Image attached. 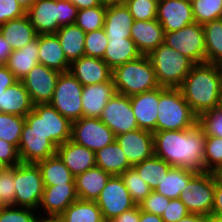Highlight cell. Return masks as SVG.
Wrapping results in <instances>:
<instances>
[{"instance_id": "cell-24", "label": "cell", "mask_w": 222, "mask_h": 222, "mask_svg": "<svg viewBox=\"0 0 222 222\" xmlns=\"http://www.w3.org/2000/svg\"><path fill=\"white\" fill-rule=\"evenodd\" d=\"M113 79L83 86L81 95L83 117L99 118L108 101L116 94Z\"/></svg>"}, {"instance_id": "cell-40", "label": "cell", "mask_w": 222, "mask_h": 222, "mask_svg": "<svg viewBox=\"0 0 222 222\" xmlns=\"http://www.w3.org/2000/svg\"><path fill=\"white\" fill-rule=\"evenodd\" d=\"M107 5L78 10L75 25L85 33L104 28L105 13Z\"/></svg>"}, {"instance_id": "cell-35", "label": "cell", "mask_w": 222, "mask_h": 222, "mask_svg": "<svg viewBox=\"0 0 222 222\" xmlns=\"http://www.w3.org/2000/svg\"><path fill=\"white\" fill-rule=\"evenodd\" d=\"M37 165L40 168L44 186L75 183V176L57 154L37 162Z\"/></svg>"}, {"instance_id": "cell-37", "label": "cell", "mask_w": 222, "mask_h": 222, "mask_svg": "<svg viewBox=\"0 0 222 222\" xmlns=\"http://www.w3.org/2000/svg\"><path fill=\"white\" fill-rule=\"evenodd\" d=\"M204 30L206 62L222 66V18L202 25Z\"/></svg>"}, {"instance_id": "cell-29", "label": "cell", "mask_w": 222, "mask_h": 222, "mask_svg": "<svg viewBox=\"0 0 222 222\" xmlns=\"http://www.w3.org/2000/svg\"><path fill=\"white\" fill-rule=\"evenodd\" d=\"M0 33L10 44L13 51L23 48L38 36L27 15L0 25Z\"/></svg>"}, {"instance_id": "cell-49", "label": "cell", "mask_w": 222, "mask_h": 222, "mask_svg": "<svg viewBox=\"0 0 222 222\" xmlns=\"http://www.w3.org/2000/svg\"><path fill=\"white\" fill-rule=\"evenodd\" d=\"M170 200L171 199L156 191H151V193L139 204V208L142 211L162 216Z\"/></svg>"}, {"instance_id": "cell-9", "label": "cell", "mask_w": 222, "mask_h": 222, "mask_svg": "<svg viewBox=\"0 0 222 222\" xmlns=\"http://www.w3.org/2000/svg\"><path fill=\"white\" fill-rule=\"evenodd\" d=\"M215 173L198 172L181 192L179 199L189 213L211 215L214 204Z\"/></svg>"}, {"instance_id": "cell-11", "label": "cell", "mask_w": 222, "mask_h": 222, "mask_svg": "<svg viewBox=\"0 0 222 222\" xmlns=\"http://www.w3.org/2000/svg\"><path fill=\"white\" fill-rule=\"evenodd\" d=\"M164 44L179 51L195 64L206 62L204 30L194 22L177 31L164 33Z\"/></svg>"}, {"instance_id": "cell-42", "label": "cell", "mask_w": 222, "mask_h": 222, "mask_svg": "<svg viewBox=\"0 0 222 222\" xmlns=\"http://www.w3.org/2000/svg\"><path fill=\"white\" fill-rule=\"evenodd\" d=\"M120 176L136 205H139L151 193L149 185L139 177L133 167L127 169Z\"/></svg>"}, {"instance_id": "cell-38", "label": "cell", "mask_w": 222, "mask_h": 222, "mask_svg": "<svg viewBox=\"0 0 222 222\" xmlns=\"http://www.w3.org/2000/svg\"><path fill=\"white\" fill-rule=\"evenodd\" d=\"M64 222H101L104 218L96 201L76 200L61 215Z\"/></svg>"}, {"instance_id": "cell-21", "label": "cell", "mask_w": 222, "mask_h": 222, "mask_svg": "<svg viewBox=\"0 0 222 222\" xmlns=\"http://www.w3.org/2000/svg\"><path fill=\"white\" fill-rule=\"evenodd\" d=\"M57 148L39 132H22L18 147L21 162L37 163L56 155Z\"/></svg>"}, {"instance_id": "cell-66", "label": "cell", "mask_w": 222, "mask_h": 222, "mask_svg": "<svg viewBox=\"0 0 222 222\" xmlns=\"http://www.w3.org/2000/svg\"><path fill=\"white\" fill-rule=\"evenodd\" d=\"M219 106L222 107V86H221V93H220V101H219Z\"/></svg>"}, {"instance_id": "cell-27", "label": "cell", "mask_w": 222, "mask_h": 222, "mask_svg": "<svg viewBox=\"0 0 222 222\" xmlns=\"http://www.w3.org/2000/svg\"><path fill=\"white\" fill-rule=\"evenodd\" d=\"M34 104L22 81H17L0 94V113L25 117Z\"/></svg>"}, {"instance_id": "cell-47", "label": "cell", "mask_w": 222, "mask_h": 222, "mask_svg": "<svg viewBox=\"0 0 222 222\" xmlns=\"http://www.w3.org/2000/svg\"><path fill=\"white\" fill-rule=\"evenodd\" d=\"M198 124L203 128L205 136L222 138V107L218 106L212 111L203 113L198 118Z\"/></svg>"}, {"instance_id": "cell-13", "label": "cell", "mask_w": 222, "mask_h": 222, "mask_svg": "<svg viewBox=\"0 0 222 222\" xmlns=\"http://www.w3.org/2000/svg\"><path fill=\"white\" fill-rule=\"evenodd\" d=\"M96 203L106 221H111L113 218L136 206L121 176L110 177Z\"/></svg>"}, {"instance_id": "cell-30", "label": "cell", "mask_w": 222, "mask_h": 222, "mask_svg": "<svg viewBox=\"0 0 222 222\" xmlns=\"http://www.w3.org/2000/svg\"><path fill=\"white\" fill-rule=\"evenodd\" d=\"M141 55L131 38H108L103 60L113 70L117 66L139 58Z\"/></svg>"}, {"instance_id": "cell-64", "label": "cell", "mask_w": 222, "mask_h": 222, "mask_svg": "<svg viewBox=\"0 0 222 222\" xmlns=\"http://www.w3.org/2000/svg\"><path fill=\"white\" fill-rule=\"evenodd\" d=\"M7 168L8 166L0 160V174L3 173Z\"/></svg>"}, {"instance_id": "cell-34", "label": "cell", "mask_w": 222, "mask_h": 222, "mask_svg": "<svg viewBox=\"0 0 222 222\" xmlns=\"http://www.w3.org/2000/svg\"><path fill=\"white\" fill-rule=\"evenodd\" d=\"M55 34L59 38L66 59L70 63L85 55L86 33L77 25L61 26Z\"/></svg>"}, {"instance_id": "cell-60", "label": "cell", "mask_w": 222, "mask_h": 222, "mask_svg": "<svg viewBox=\"0 0 222 222\" xmlns=\"http://www.w3.org/2000/svg\"><path fill=\"white\" fill-rule=\"evenodd\" d=\"M41 216V217H40ZM35 222H64L61 216L54 215H37Z\"/></svg>"}, {"instance_id": "cell-17", "label": "cell", "mask_w": 222, "mask_h": 222, "mask_svg": "<svg viewBox=\"0 0 222 222\" xmlns=\"http://www.w3.org/2000/svg\"><path fill=\"white\" fill-rule=\"evenodd\" d=\"M156 19L164 32L177 31L195 22L192 4L185 0H159Z\"/></svg>"}, {"instance_id": "cell-54", "label": "cell", "mask_w": 222, "mask_h": 222, "mask_svg": "<svg viewBox=\"0 0 222 222\" xmlns=\"http://www.w3.org/2000/svg\"><path fill=\"white\" fill-rule=\"evenodd\" d=\"M18 80L5 64L0 65V94Z\"/></svg>"}, {"instance_id": "cell-25", "label": "cell", "mask_w": 222, "mask_h": 222, "mask_svg": "<svg viewBox=\"0 0 222 222\" xmlns=\"http://www.w3.org/2000/svg\"><path fill=\"white\" fill-rule=\"evenodd\" d=\"M39 63L59 73L68 72L70 62L66 59L56 34L38 35Z\"/></svg>"}, {"instance_id": "cell-36", "label": "cell", "mask_w": 222, "mask_h": 222, "mask_svg": "<svg viewBox=\"0 0 222 222\" xmlns=\"http://www.w3.org/2000/svg\"><path fill=\"white\" fill-rule=\"evenodd\" d=\"M132 167L137 171L139 177L149 185L150 189L155 191L172 166L154 155Z\"/></svg>"}, {"instance_id": "cell-22", "label": "cell", "mask_w": 222, "mask_h": 222, "mask_svg": "<svg viewBox=\"0 0 222 222\" xmlns=\"http://www.w3.org/2000/svg\"><path fill=\"white\" fill-rule=\"evenodd\" d=\"M56 154L74 176L96 166L95 152L72 140L60 144Z\"/></svg>"}, {"instance_id": "cell-61", "label": "cell", "mask_w": 222, "mask_h": 222, "mask_svg": "<svg viewBox=\"0 0 222 222\" xmlns=\"http://www.w3.org/2000/svg\"><path fill=\"white\" fill-rule=\"evenodd\" d=\"M35 0H17V2L27 11Z\"/></svg>"}, {"instance_id": "cell-68", "label": "cell", "mask_w": 222, "mask_h": 222, "mask_svg": "<svg viewBox=\"0 0 222 222\" xmlns=\"http://www.w3.org/2000/svg\"><path fill=\"white\" fill-rule=\"evenodd\" d=\"M106 5H108V0H102Z\"/></svg>"}, {"instance_id": "cell-33", "label": "cell", "mask_w": 222, "mask_h": 222, "mask_svg": "<svg viewBox=\"0 0 222 222\" xmlns=\"http://www.w3.org/2000/svg\"><path fill=\"white\" fill-rule=\"evenodd\" d=\"M197 173L198 171L190 168L172 166L155 191L169 199L179 198L188 182Z\"/></svg>"}, {"instance_id": "cell-19", "label": "cell", "mask_w": 222, "mask_h": 222, "mask_svg": "<svg viewBox=\"0 0 222 222\" xmlns=\"http://www.w3.org/2000/svg\"><path fill=\"white\" fill-rule=\"evenodd\" d=\"M69 72L83 86L104 83L112 79V69L103 59L85 55L70 63Z\"/></svg>"}, {"instance_id": "cell-52", "label": "cell", "mask_w": 222, "mask_h": 222, "mask_svg": "<svg viewBox=\"0 0 222 222\" xmlns=\"http://www.w3.org/2000/svg\"><path fill=\"white\" fill-rule=\"evenodd\" d=\"M0 160L8 167L16 166L21 162L18 149L2 139H0Z\"/></svg>"}, {"instance_id": "cell-26", "label": "cell", "mask_w": 222, "mask_h": 222, "mask_svg": "<svg viewBox=\"0 0 222 222\" xmlns=\"http://www.w3.org/2000/svg\"><path fill=\"white\" fill-rule=\"evenodd\" d=\"M112 175L94 166L84 173L75 176L78 198L85 201H96Z\"/></svg>"}, {"instance_id": "cell-1", "label": "cell", "mask_w": 222, "mask_h": 222, "mask_svg": "<svg viewBox=\"0 0 222 222\" xmlns=\"http://www.w3.org/2000/svg\"><path fill=\"white\" fill-rule=\"evenodd\" d=\"M154 154L171 166L204 171L205 133L197 123L185 130L155 131Z\"/></svg>"}, {"instance_id": "cell-20", "label": "cell", "mask_w": 222, "mask_h": 222, "mask_svg": "<svg viewBox=\"0 0 222 222\" xmlns=\"http://www.w3.org/2000/svg\"><path fill=\"white\" fill-rule=\"evenodd\" d=\"M130 103L138 128L153 133L157 131L159 88L130 96Z\"/></svg>"}, {"instance_id": "cell-59", "label": "cell", "mask_w": 222, "mask_h": 222, "mask_svg": "<svg viewBox=\"0 0 222 222\" xmlns=\"http://www.w3.org/2000/svg\"><path fill=\"white\" fill-rule=\"evenodd\" d=\"M206 217L199 214L189 213L177 222H205Z\"/></svg>"}, {"instance_id": "cell-4", "label": "cell", "mask_w": 222, "mask_h": 222, "mask_svg": "<svg viewBox=\"0 0 222 222\" xmlns=\"http://www.w3.org/2000/svg\"><path fill=\"white\" fill-rule=\"evenodd\" d=\"M77 12L70 0H35L26 15L40 35L55 34L61 26L74 24Z\"/></svg>"}, {"instance_id": "cell-28", "label": "cell", "mask_w": 222, "mask_h": 222, "mask_svg": "<svg viewBox=\"0 0 222 222\" xmlns=\"http://www.w3.org/2000/svg\"><path fill=\"white\" fill-rule=\"evenodd\" d=\"M134 19L125 4L107 5L104 30L108 38H130Z\"/></svg>"}, {"instance_id": "cell-18", "label": "cell", "mask_w": 222, "mask_h": 222, "mask_svg": "<svg viewBox=\"0 0 222 222\" xmlns=\"http://www.w3.org/2000/svg\"><path fill=\"white\" fill-rule=\"evenodd\" d=\"M78 199L75 183L44 186V191L37 211L38 213L41 212L39 214L42 215L60 216Z\"/></svg>"}, {"instance_id": "cell-6", "label": "cell", "mask_w": 222, "mask_h": 222, "mask_svg": "<svg viewBox=\"0 0 222 222\" xmlns=\"http://www.w3.org/2000/svg\"><path fill=\"white\" fill-rule=\"evenodd\" d=\"M22 132H39L57 148L71 139V122L49 103L36 104L25 117Z\"/></svg>"}, {"instance_id": "cell-65", "label": "cell", "mask_w": 222, "mask_h": 222, "mask_svg": "<svg viewBox=\"0 0 222 222\" xmlns=\"http://www.w3.org/2000/svg\"><path fill=\"white\" fill-rule=\"evenodd\" d=\"M216 176L218 180L222 182V168L216 173Z\"/></svg>"}, {"instance_id": "cell-2", "label": "cell", "mask_w": 222, "mask_h": 222, "mask_svg": "<svg viewBox=\"0 0 222 222\" xmlns=\"http://www.w3.org/2000/svg\"><path fill=\"white\" fill-rule=\"evenodd\" d=\"M222 66L213 63L195 64L179 87L193 113H203L219 106Z\"/></svg>"}, {"instance_id": "cell-45", "label": "cell", "mask_w": 222, "mask_h": 222, "mask_svg": "<svg viewBox=\"0 0 222 222\" xmlns=\"http://www.w3.org/2000/svg\"><path fill=\"white\" fill-rule=\"evenodd\" d=\"M159 0H127L125 6L129 9L134 20H152L157 17Z\"/></svg>"}, {"instance_id": "cell-56", "label": "cell", "mask_w": 222, "mask_h": 222, "mask_svg": "<svg viewBox=\"0 0 222 222\" xmlns=\"http://www.w3.org/2000/svg\"><path fill=\"white\" fill-rule=\"evenodd\" d=\"M13 52L10 44L0 33V64H6L10 54Z\"/></svg>"}, {"instance_id": "cell-31", "label": "cell", "mask_w": 222, "mask_h": 222, "mask_svg": "<svg viewBox=\"0 0 222 222\" xmlns=\"http://www.w3.org/2000/svg\"><path fill=\"white\" fill-rule=\"evenodd\" d=\"M96 166L112 176H120L132 165L116 141L95 152Z\"/></svg>"}, {"instance_id": "cell-10", "label": "cell", "mask_w": 222, "mask_h": 222, "mask_svg": "<svg viewBox=\"0 0 222 222\" xmlns=\"http://www.w3.org/2000/svg\"><path fill=\"white\" fill-rule=\"evenodd\" d=\"M83 85L68 71L59 74L49 104L71 123L83 117Z\"/></svg>"}, {"instance_id": "cell-58", "label": "cell", "mask_w": 222, "mask_h": 222, "mask_svg": "<svg viewBox=\"0 0 222 222\" xmlns=\"http://www.w3.org/2000/svg\"><path fill=\"white\" fill-rule=\"evenodd\" d=\"M139 222H164L161 216L140 210Z\"/></svg>"}, {"instance_id": "cell-5", "label": "cell", "mask_w": 222, "mask_h": 222, "mask_svg": "<svg viewBox=\"0 0 222 222\" xmlns=\"http://www.w3.org/2000/svg\"><path fill=\"white\" fill-rule=\"evenodd\" d=\"M197 123L198 117L179 88L159 87L157 131L185 130Z\"/></svg>"}, {"instance_id": "cell-53", "label": "cell", "mask_w": 222, "mask_h": 222, "mask_svg": "<svg viewBox=\"0 0 222 222\" xmlns=\"http://www.w3.org/2000/svg\"><path fill=\"white\" fill-rule=\"evenodd\" d=\"M211 215L222 218V182L218 180L216 173L214 188V204Z\"/></svg>"}, {"instance_id": "cell-8", "label": "cell", "mask_w": 222, "mask_h": 222, "mask_svg": "<svg viewBox=\"0 0 222 222\" xmlns=\"http://www.w3.org/2000/svg\"><path fill=\"white\" fill-rule=\"evenodd\" d=\"M15 206L38 210L44 184L37 163L20 162L14 166Z\"/></svg>"}, {"instance_id": "cell-55", "label": "cell", "mask_w": 222, "mask_h": 222, "mask_svg": "<svg viewBox=\"0 0 222 222\" xmlns=\"http://www.w3.org/2000/svg\"><path fill=\"white\" fill-rule=\"evenodd\" d=\"M140 220V208L136 205L134 208L123 212L118 217L113 218L109 222H139Z\"/></svg>"}, {"instance_id": "cell-57", "label": "cell", "mask_w": 222, "mask_h": 222, "mask_svg": "<svg viewBox=\"0 0 222 222\" xmlns=\"http://www.w3.org/2000/svg\"><path fill=\"white\" fill-rule=\"evenodd\" d=\"M70 1L77 6L78 10L92 8L104 4L102 0H70Z\"/></svg>"}, {"instance_id": "cell-39", "label": "cell", "mask_w": 222, "mask_h": 222, "mask_svg": "<svg viewBox=\"0 0 222 222\" xmlns=\"http://www.w3.org/2000/svg\"><path fill=\"white\" fill-rule=\"evenodd\" d=\"M24 123L23 116L0 113V139L13 144L18 149Z\"/></svg>"}, {"instance_id": "cell-48", "label": "cell", "mask_w": 222, "mask_h": 222, "mask_svg": "<svg viewBox=\"0 0 222 222\" xmlns=\"http://www.w3.org/2000/svg\"><path fill=\"white\" fill-rule=\"evenodd\" d=\"M15 180H14V166L8 167L0 174V197L2 206H15Z\"/></svg>"}, {"instance_id": "cell-50", "label": "cell", "mask_w": 222, "mask_h": 222, "mask_svg": "<svg viewBox=\"0 0 222 222\" xmlns=\"http://www.w3.org/2000/svg\"><path fill=\"white\" fill-rule=\"evenodd\" d=\"M26 15V10L17 0H0V25Z\"/></svg>"}, {"instance_id": "cell-23", "label": "cell", "mask_w": 222, "mask_h": 222, "mask_svg": "<svg viewBox=\"0 0 222 222\" xmlns=\"http://www.w3.org/2000/svg\"><path fill=\"white\" fill-rule=\"evenodd\" d=\"M130 33V38L135 42L142 55H149L164 43L165 32L157 19L134 20Z\"/></svg>"}, {"instance_id": "cell-3", "label": "cell", "mask_w": 222, "mask_h": 222, "mask_svg": "<svg viewBox=\"0 0 222 222\" xmlns=\"http://www.w3.org/2000/svg\"><path fill=\"white\" fill-rule=\"evenodd\" d=\"M112 79L116 92L129 97L160 87L148 55L115 67Z\"/></svg>"}, {"instance_id": "cell-67", "label": "cell", "mask_w": 222, "mask_h": 222, "mask_svg": "<svg viewBox=\"0 0 222 222\" xmlns=\"http://www.w3.org/2000/svg\"><path fill=\"white\" fill-rule=\"evenodd\" d=\"M186 2L193 3L196 0H185Z\"/></svg>"}, {"instance_id": "cell-46", "label": "cell", "mask_w": 222, "mask_h": 222, "mask_svg": "<svg viewBox=\"0 0 222 222\" xmlns=\"http://www.w3.org/2000/svg\"><path fill=\"white\" fill-rule=\"evenodd\" d=\"M37 212V213H36ZM38 211L14 205L0 207V222H35Z\"/></svg>"}, {"instance_id": "cell-12", "label": "cell", "mask_w": 222, "mask_h": 222, "mask_svg": "<svg viewBox=\"0 0 222 222\" xmlns=\"http://www.w3.org/2000/svg\"><path fill=\"white\" fill-rule=\"evenodd\" d=\"M96 152L116 140L115 134L99 118L81 117L71 123V139Z\"/></svg>"}, {"instance_id": "cell-15", "label": "cell", "mask_w": 222, "mask_h": 222, "mask_svg": "<svg viewBox=\"0 0 222 222\" xmlns=\"http://www.w3.org/2000/svg\"><path fill=\"white\" fill-rule=\"evenodd\" d=\"M59 74L58 71L38 63L21 80L34 105L51 101Z\"/></svg>"}, {"instance_id": "cell-7", "label": "cell", "mask_w": 222, "mask_h": 222, "mask_svg": "<svg viewBox=\"0 0 222 222\" xmlns=\"http://www.w3.org/2000/svg\"><path fill=\"white\" fill-rule=\"evenodd\" d=\"M160 87L179 88L195 63L162 43L148 55Z\"/></svg>"}, {"instance_id": "cell-32", "label": "cell", "mask_w": 222, "mask_h": 222, "mask_svg": "<svg viewBox=\"0 0 222 222\" xmlns=\"http://www.w3.org/2000/svg\"><path fill=\"white\" fill-rule=\"evenodd\" d=\"M38 36L19 50L13 51L7 63V68L13 73L17 80L21 81L29 71L39 63L38 59Z\"/></svg>"}, {"instance_id": "cell-14", "label": "cell", "mask_w": 222, "mask_h": 222, "mask_svg": "<svg viewBox=\"0 0 222 222\" xmlns=\"http://www.w3.org/2000/svg\"><path fill=\"white\" fill-rule=\"evenodd\" d=\"M99 119L115 136L138 129L130 97L126 95L116 93L104 107Z\"/></svg>"}, {"instance_id": "cell-63", "label": "cell", "mask_w": 222, "mask_h": 222, "mask_svg": "<svg viewBox=\"0 0 222 222\" xmlns=\"http://www.w3.org/2000/svg\"><path fill=\"white\" fill-rule=\"evenodd\" d=\"M127 0H108V5L125 4Z\"/></svg>"}, {"instance_id": "cell-69", "label": "cell", "mask_w": 222, "mask_h": 222, "mask_svg": "<svg viewBox=\"0 0 222 222\" xmlns=\"http://www.w3.org/2000/svg\"><path fill=\"white\" fill-rule=\"evenodd\" d=\"M0 207H2V201H1V197H0Z\"/></svg>"}, {"instance_id": "cell-51", "label": "cell", "mask_w": 222, "mask_h": 222, "mask_svg": "<svg viewBox=\"0 0 222 222\" xmlns=\"http://www.w3.org/2000/svg\"><path fill=\"white\" fill-rule=\"evenodd\" d=\"M189 214L179 198L171 199L161 218L164 222H177Z\"/></svg>"}, {"instance_id": "cell-16", "label": "cell", "mask_w": 222, "mask_h": 222, "mask_svg": "<svg viewBox=\"0 0 222 222\" xmlns=\"http://www.w3.org/2000/svg\"><path fill=\"white\" fill-rule=\"evenodd\" d=\"M128 162L133 166L154 156L153 132L135 129L116 136Z\"/></svg>"}, {"instance_id": "cell-62", "label": "cell", "mask_w": 222, "mask_h": 222, "mask_svg": "<svg viewBox=\"0 0 222 222\" xmlns=\"http://www.w3.org/2000/svg\"><path fill=\"white\" fill-rule=\"evenodd\" d=\"M205 222H222V218L218 216L209 215L206 217Z\"/></svg>"}, {"instance_id": "cell-44", "label": "cell", "mask_w": 222, "mask_h": 222, "mask_svg": "<svg viewBox=\"0 0 222 222\" xmlns=\"http://www.w3.org/2000/svg\"><path fill=\"white\" fill-rule=\"evenodd\" d=\"M108 44L104 28L87 32L84 40L85 56L103 59Z\"/></svg>"}, {"instance_id": "cell-43", "label": "cell", "mask_w": 222, "mask_h": 222, "mask_svg": "<svg viewBox=\"0 0 222 222\" xmlns=\"http://www.w3.org/2000/svg\"><path fill=\"white\" fill-rule=\"evenodd\" d=\"M222 168V138L205 136L204 172L217 173Z\"/></svg>"}, {"instance_id": "cell-41", "label": "cell", "mask_w": 222, "mask_h": 222, "mask_svg": "<svg viewBox=\"0 0 222 222\" xmlns=\"http://www.w3.org/2000/svg\"><path fill=\"white\" fill-rule=\"evenodd\" d=\"M191 4L194 20L198 24L222 18V0H196Z\"/></svg>"}]
</instances>
